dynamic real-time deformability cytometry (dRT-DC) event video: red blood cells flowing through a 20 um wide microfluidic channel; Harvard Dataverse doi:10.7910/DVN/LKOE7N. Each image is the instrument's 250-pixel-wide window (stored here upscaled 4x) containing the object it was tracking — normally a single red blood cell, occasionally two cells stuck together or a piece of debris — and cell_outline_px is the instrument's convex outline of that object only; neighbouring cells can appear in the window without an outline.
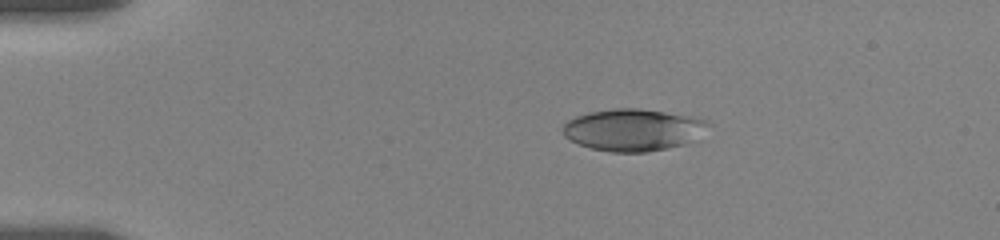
{"species": "human", "species_latin": "Homo sapiens", "temperature_condition": "room temperature", "stored_images_in_passage": 7, "camera_frame_rate_fps": 3000, "um_per_image_px": 0.085, "donor": {"sex": "female"}, "frame": {"image": 1, "passage_image": 4, "time_ms": 3.0, "image_size_px": [1000, 240], "cell_outline_px": [[712, 124], [684, 144], [668, 148], [648, 152], [612, 152], [592, 148], [580, 144], [564, 136], [560, 128], [568, 120], [576, 116], [588, 112], [616, 108], [636, 108], [664, 112], [688, 116], [708, 120]], "centroid_in_image_um": [53.76, 11.03], "position_along_channel_um": 31.2, "area_um2": 35.2}}
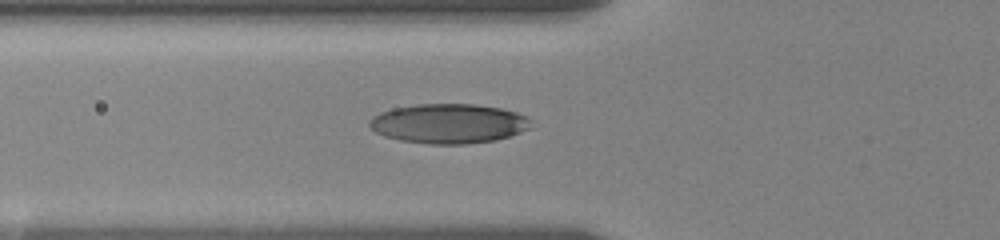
{"frame": {"image": 2, "passage_image": 7, "time_ms": 6.333, "image_size_px": [1000, 240], "cell_outline_px": [[532, 128], [496, 140], [468, 144], [428, 144], [400, 140], [384, 136], [376, 132], [368, 124], [372, 116], [380, 112], [396, 108], [416, 104], [472, 104], [500, 108], [516, 112], [528, 116], [532, 120]], "centroid_in_image_um": [38.17, 10.51], "position_along_channel_um": 87.6, "area_um2": 37.4}}